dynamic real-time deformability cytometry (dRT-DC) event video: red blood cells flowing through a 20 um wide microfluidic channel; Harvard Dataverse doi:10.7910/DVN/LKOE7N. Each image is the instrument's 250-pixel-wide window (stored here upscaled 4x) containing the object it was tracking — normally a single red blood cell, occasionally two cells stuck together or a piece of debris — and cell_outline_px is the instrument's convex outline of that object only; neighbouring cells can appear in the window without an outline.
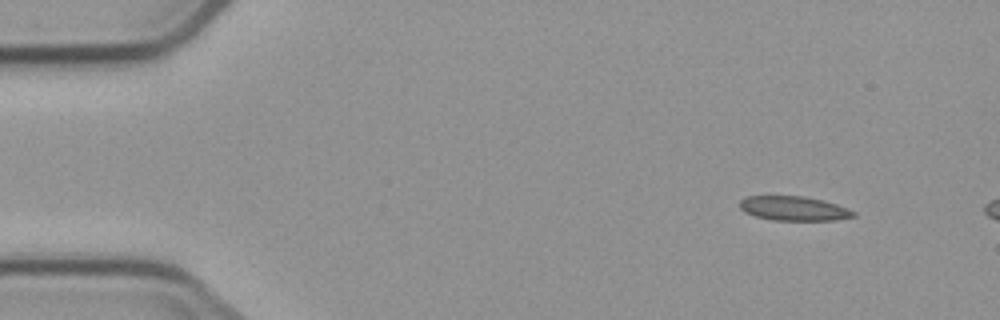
{"species": "common noctule bat (a hibernating species)", "species_latin": "Nyctalus noctula", "temperature_condition": "cold", "stored_images_in_passage": 3, "camera_frame_rate_fps": 3000, "um_per_image_px": 0.085, "animal": {"sex": "male", "body_mass_g": 23.1, "forearm_length_mm": 52.7}, "frame": {"image": 1, "passage_image": 1, "time_ms": 0.0, "image_size_px": [1000, 320], "cell_outline_px": [[856, 216], [836, 220], [772, 220], [756, 216], [744, 212], [740, 208], [740, 200], [748, 196], [804, 196], [824, 200], [848, 208], [856, 212]], "centroid_in_image_um": [67.5, 17.72], "position_along_channel_um": 17.5, "area_um2": 16.18}}